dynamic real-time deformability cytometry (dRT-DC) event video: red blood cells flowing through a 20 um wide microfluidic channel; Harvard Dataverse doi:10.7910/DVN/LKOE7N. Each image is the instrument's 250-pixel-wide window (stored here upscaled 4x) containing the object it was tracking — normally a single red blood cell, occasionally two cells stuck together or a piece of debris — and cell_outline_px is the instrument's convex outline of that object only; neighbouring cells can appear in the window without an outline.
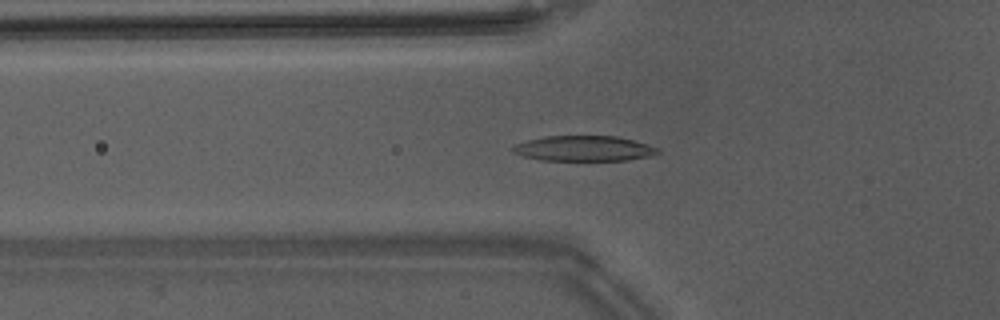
{"species": "Egyptian fruit bat (a non-hibernating species)", "species_latin": "Rousettus aegyptiacus", "temperature_condition": "warm", "stored_images_in_passage": 43, "camera_frame_rate_fps": 3000, "um_per_image_px": 0.085, "animal": {"sex": "male"}, "frame": {"image": 1, "passage_image": 12, "time_ms": 3.667, "image_size_px": [1000, 320], "cell_outline_px": [[660, 152], [648, 156], [628, 160], [540, 160], [524, 156], [512, 152], [512, 148], [516, 144], [528, 140], [544, 136], [616, 136], [632, 140], [660, 148]], "centroid_in_image_um": [49.62, 12.62], "position_along_channel_um": 76.2, "area_um2": 21.21}}
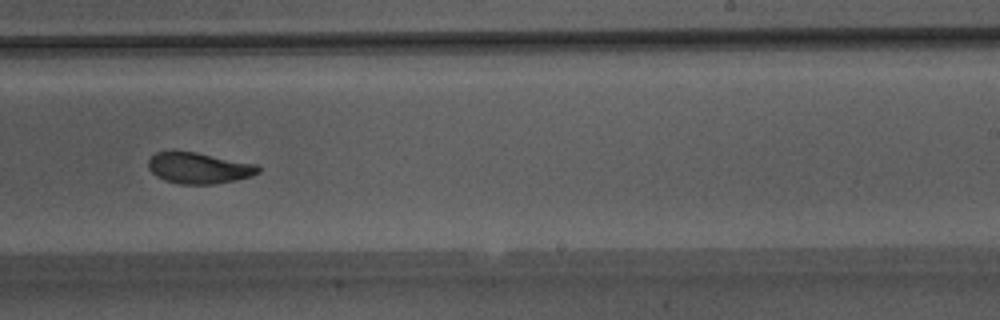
{"frame": {"image": 2, "passage_image": 26, "time_ms": 8.333, "image_size_px": [1000, 320], "cell_outline_px": [[260, 172], [252, 176], [236, 180], [216, 184], [180, 184], [164, 180], [156, 176], [148, 168], [148, 160], [156, 152], [172, 148], [196, 152], [256, 164], [260, 168]], "centroid_in_image_um": [16.86, 14.25], "position_along_channel_um": 272.1, "area_um2": 20.4}}
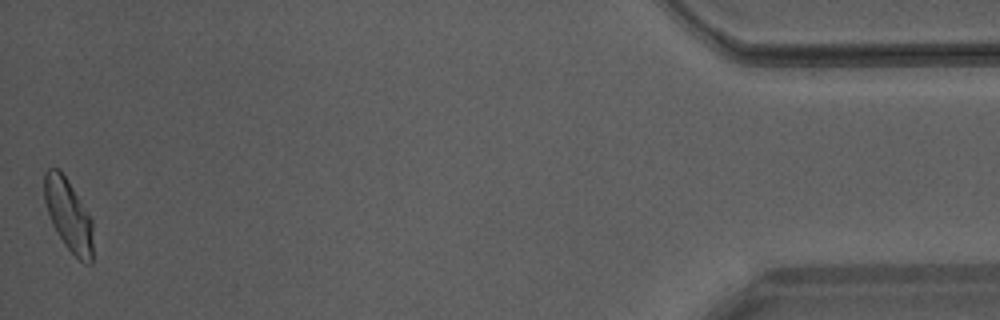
{"frame": {"image": 3, "passage_image": 43, "time_ms": 14.0, "image_size_px": [1000, 320], "cell_outline_px": [[92, 264], [84, 264], [64, 244], [52, 224], [44, 200], [44, 172], [48, 168], [60, 168], [92, 220]], "centroid_in_image_um": [5.81, 18.27], "position_along_channel_um": 429.4, "area_um2": 20.17}, "authors_computed_cell_mechanics": {"area_um2": 20.6924, "velocity_mm_per_s": 4.2081, "shape_relaxation_time_tau1_ms": 4.8764, "shape_relaxation_time_tau2_ms": 1.8281, "deformation_change_tau1": 0.1619, "deformation_change_tau2": 0.0759}}